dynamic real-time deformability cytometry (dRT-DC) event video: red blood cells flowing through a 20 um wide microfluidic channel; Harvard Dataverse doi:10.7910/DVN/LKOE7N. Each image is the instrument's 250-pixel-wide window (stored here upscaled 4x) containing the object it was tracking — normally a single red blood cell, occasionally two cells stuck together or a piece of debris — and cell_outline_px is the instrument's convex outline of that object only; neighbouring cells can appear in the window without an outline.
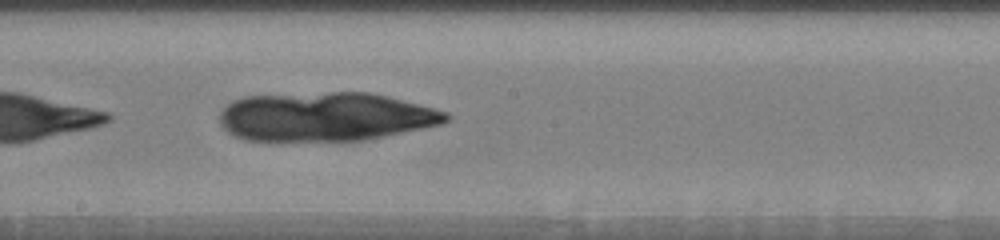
{"species": "human", "species_latin": "Homo sapiens", "temperature_condition": "warm", "stored_images_in_passage": 36, "camera_frame_rate_fps": 3000, "um_per_image_px": 0.085, "donor": {"sex": "male"}, "frame": {"image": 1, "passage_image": 13, "time_ms": 4.0, "image_size_px": [1000, 240], "cell_outline_px": [[452, 116], [448, 120], [440, 124], [364, 140], [244, 140], [232, 136], [220, 124], [220, 112], [232, 100], [244, 96], [332, 92], [368, 92], [388, 96], [436, 108], [448, 112]], "centroid_in_image_um": [27.66, 9.91], "position_along_channel_um": 220.5, "area_um2": 64.39}}
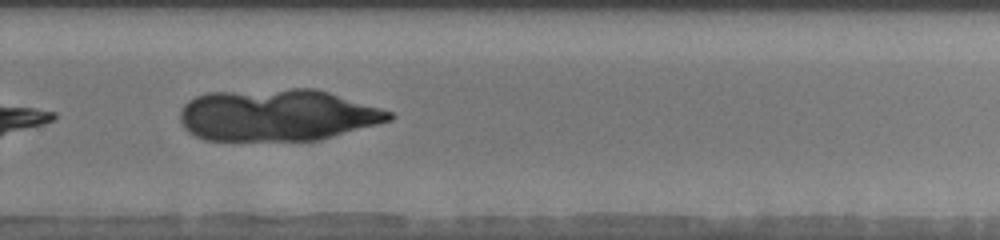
{"frame": {"image": 2, "passage_image": 20, "time_ms": 6.333, "image_size_px": [1000, 240], "cell_outline_px": [[396, 116], [392, 120], [320, 140], [204, 140], [188, 132], [184, 128], [180, 120], [180, 108], [188, 100], [196, 96], [208, 92], [292, 88], [316, 88], [380, 108], [392, 112]], "centroid_in_image_um": [23.55, 9.77], "position_along_channel_um": 306.2, "area_um2": 63.58}}